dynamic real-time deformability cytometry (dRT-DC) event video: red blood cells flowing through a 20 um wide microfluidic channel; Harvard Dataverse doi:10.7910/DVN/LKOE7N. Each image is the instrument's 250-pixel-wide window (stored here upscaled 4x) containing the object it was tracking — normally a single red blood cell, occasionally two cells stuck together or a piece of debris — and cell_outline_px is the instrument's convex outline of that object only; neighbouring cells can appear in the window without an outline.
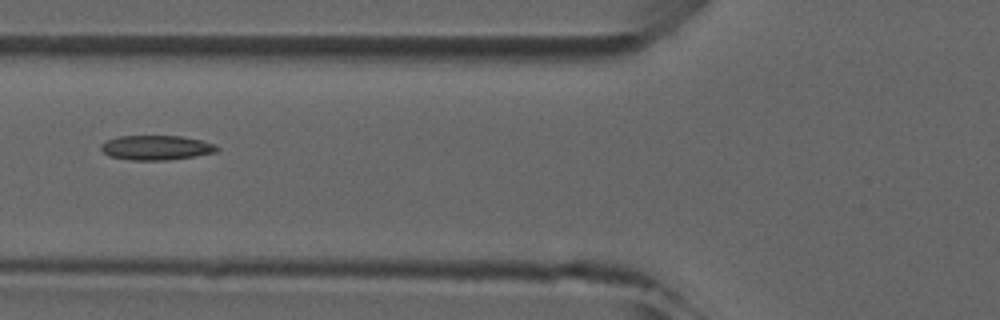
{"species": "common noctule bat (a hibernating species)", "species_latin": "Nyctalus noctula", "temperature_condition": "room temperature", "stored_images_in_passage": 6, "camera_frame_rate_fps": 3000, "um_per_image_px": 0.085, "animal": {"sex": "male", "forearm_length_mm": 52.5}, "frame": {"image": 1, "passage_image": 6, "time_ms": 5.667, "image_size_px": [1000, 320], "cell_outline_px": [[220, 148], [216, 152], [168, 160], [132, 160], [108, 156], [100, 148], [100, 144], [116, 136], [180, 136], [200, 140], [216, 144]], "centroid_in_image_um": [13.26, 12.55], "position_along_channel_um": 112.5, "area_um2": 16.59}}